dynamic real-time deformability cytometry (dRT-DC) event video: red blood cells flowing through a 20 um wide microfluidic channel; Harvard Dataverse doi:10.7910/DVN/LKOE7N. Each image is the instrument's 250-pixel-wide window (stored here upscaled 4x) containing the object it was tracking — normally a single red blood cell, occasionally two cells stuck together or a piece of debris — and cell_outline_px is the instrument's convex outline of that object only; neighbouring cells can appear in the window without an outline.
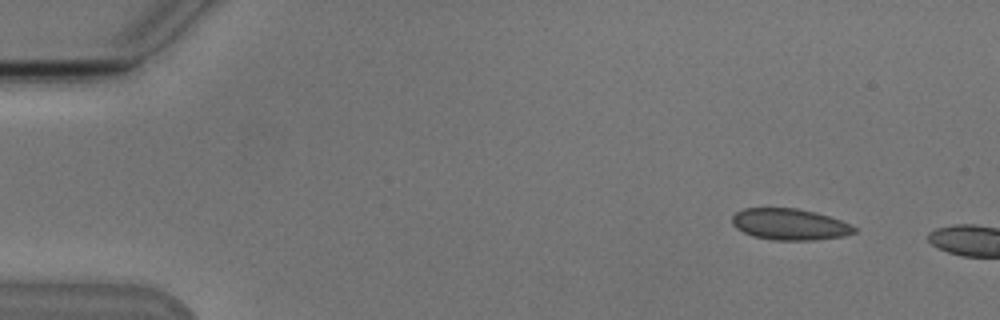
{"species": "Egyptian fruit bat (a non-hibernating species)", "species_latin": "Rousettus aegyptiacus", "temperature_condition": "cold", "stored_images_in_passage": 3, "camera_frame_rate_fps": 3000, "um_per_image_px": 0.085, "animal": {"sex": "male"}, "frame": {"image": 1, "passage_image": 2, "time_ms": 1.333, "image_size_px": [1000, 320], "cell_outline_px": [[856, 232], [844, 236], [812, 240], [772, 240], [752, 236], [736, 228], [732, 224], [732, 216], [736, 212], [744, 208], [796, 208], [816, 212], [840, 220], [856, 228]], "centroid_in_image_um": [67.09, 19.07], "position_along_channel_um": 17.9, "area_um2": 22.25}}